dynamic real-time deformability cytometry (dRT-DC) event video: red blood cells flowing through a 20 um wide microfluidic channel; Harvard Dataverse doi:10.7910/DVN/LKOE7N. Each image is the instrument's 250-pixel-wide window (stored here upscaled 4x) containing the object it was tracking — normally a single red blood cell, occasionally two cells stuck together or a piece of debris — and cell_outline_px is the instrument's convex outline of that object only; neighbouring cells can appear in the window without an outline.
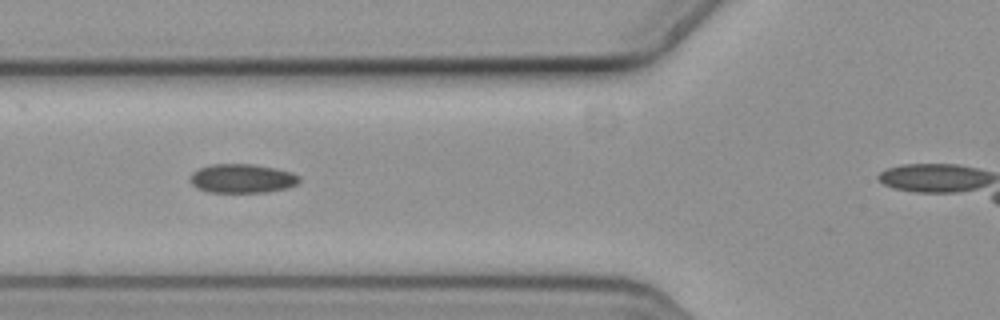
{"species": "common noctule bat (a hibernating species)", "species_latin": "Nyctalus noctula", "temperature_condition": "cold", "stored_images_in_passage": 13, "camera_frame_rate_fps": 3000, "um_per_image_px": 0.085, "animal": {"sex": "female", "body_mass_g": 19.3, "forearm_length_mm": 54.1}, "frame": {"image": 1, "passage_image": 6, "time_ms": 1.667, "image_size_px": [1000, 320], "cell_outline_px": [[300, 180], [296, 184], [288, 188], [268, 192], [208, 192], [196, 188], [192, 184], [192, 172], [200, 168], [212, 164], [256, 164], [276, 168], [292, 172], [300, 176]], "centroid_in_image_um": [20.62, 15.17], "position_along_channel_um": 105.2, "area_um2": 18.5}}
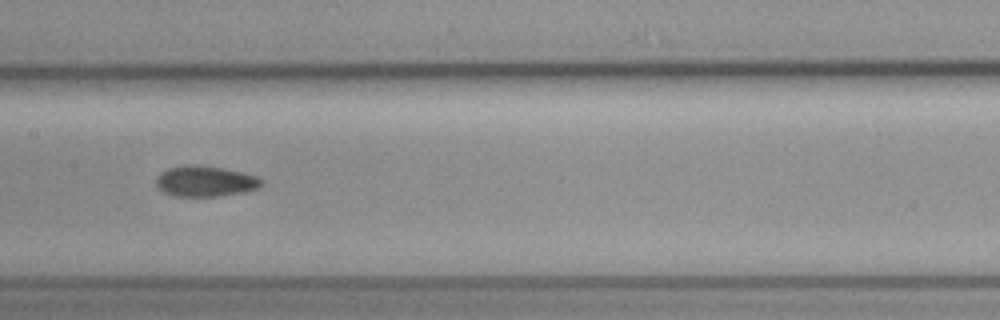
{"frame": {"image": 2, "passage_image": 8, "time_ms": 2.333, "image_size_px": [1000, 320], "cell_outline_px": [[264, 184], [256, 188], [244, 192], [220, 196], [172, 196], [160, 192], [156, 188], [156, 176], [160, 172], [168, 168], [188, 164], [196, 164], [224, 168], [244, 172], [256, 176], [264, 180]], "centroid_in_image_um": [17.41, 15.4], "position_along_channel_um": 190.0, "area_um2": 19.31}}
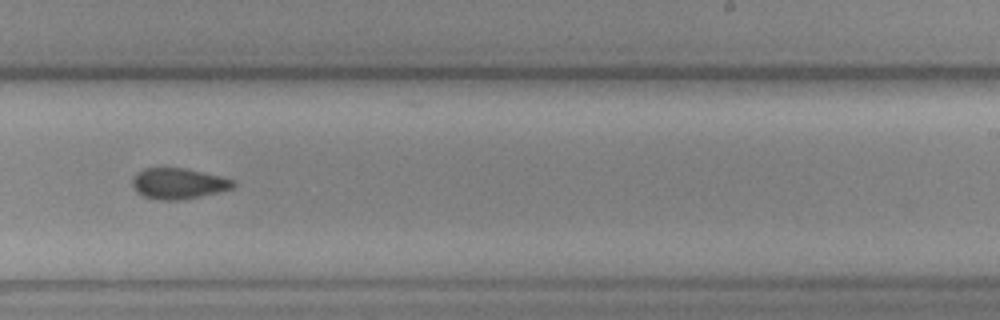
{"frame": {"image": 3, "passage_image": 10, "time_ms": 3.0, "image_size_px": [1000, 320], "cell_outline_px": [[236, 184], [232, 188], [220, 192], [180, 200], [160, 200], [144, 196], [136, 192], [132, 188], [132, 176], [136, 172], [144, 168], [184, 168], [220, 176], [236, 180]], "centroid_in_image_um": [15.14, 15.6], "position_along_channel_um": 273.9, "area_um2": 18.26}}